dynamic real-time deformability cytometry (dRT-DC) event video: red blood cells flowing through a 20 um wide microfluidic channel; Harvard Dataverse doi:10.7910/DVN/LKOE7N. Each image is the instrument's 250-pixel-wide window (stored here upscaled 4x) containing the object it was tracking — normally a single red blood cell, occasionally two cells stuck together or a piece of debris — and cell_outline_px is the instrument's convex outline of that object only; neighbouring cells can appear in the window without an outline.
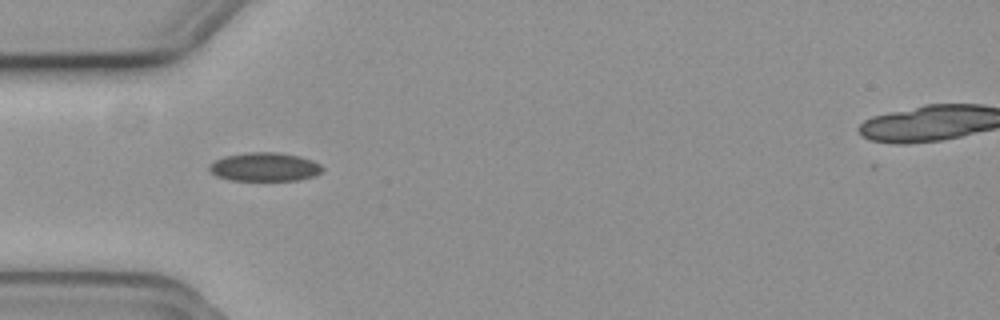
{"species": "common noctule bat (a hibernating species)", "species_latin": "Nyctalus noctula", "temperature_condition": "cold", "stored_images_in_passage": 43, "camera_frame_rate_fps": 3000, "um_per_image_px": 0.085, "animal": {"sex": "female", "body_mass_g": 19.3, "forearm_length_mm": 54.1}, "frame": {"image": 1, "passage_image": 4, "time_ms": 1.0, "image_size_px": [1000, 320], "cell_outline_px": [[324, 172], [312, 176], [296, 180], [232, 180], [216, 176], [208, 168], [208, 164], [224, 156], [248, 152], [276, 152], [300, 156], [312, 160], [320, 164], [324, 168]], "centroid_in_image_um": [22.5, 14.18], "position_along_channel_um": 62.5, "area_um2": 18.9}}
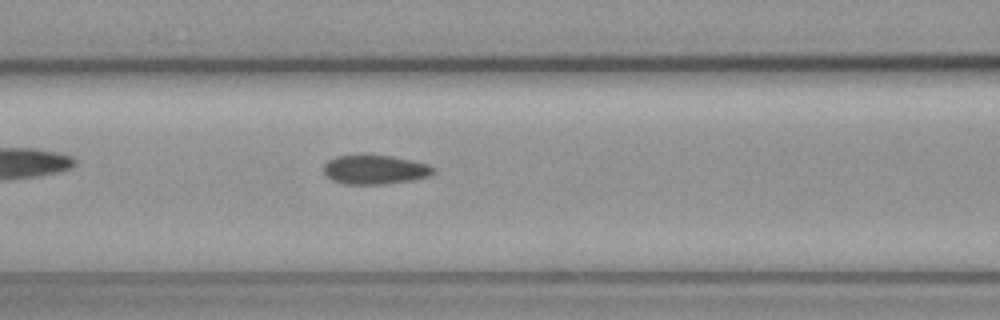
{"frame": {"image": 2, "passage_image": 10, "time_ms": 3.0, "image_size_px": [1000, 320], "cell_outline_px": [[432, 172], [428, 176], [412, 180], [384, 184], [344, 184], [332, 180], [324, 172], [324, 164], [328, 160], [336, 156], [388, 156], [412, 160], [428, 164], [432, 168]], "centroid_in_image_um": [31.83, 14.43], "position_along_channel_um": 134.8, "area_um2": 18.21}}
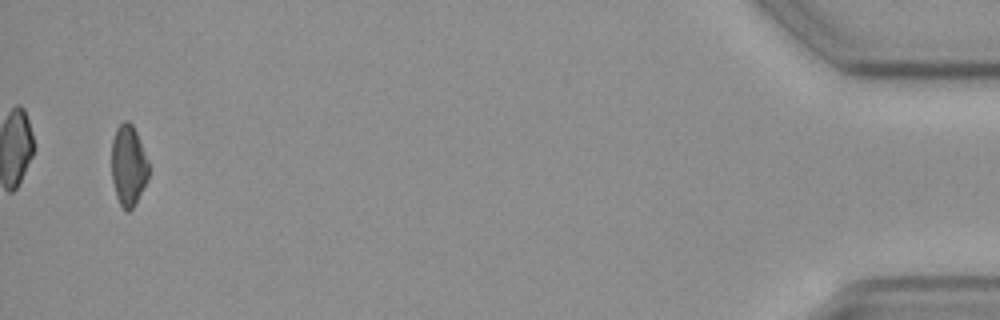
{"frame": {"image": 3, "passage_image": 41, "time_ms": 13.333, "image_size_px": [1000, 320], "cell_outline_px": [[148, 176], [136, 204], [128, 212], [124, 212], [116, 196], [112, 180], [112, 140], [116, 128], [124, 120], [128, 120], [132, 124], [136, 132], [148, 160]], "centroid_in_image_um": [10.9, 14.08], "position_along_channel_um": 424.3, "area_um2": 17.46}, "authors_computed_cell_mechanics": {"area_um2": 18.6116, "velocity_mm_per_s": 3.6938, "shape_relaxation_time_tau1_ms": null, "shape_relaxation_time_tau2_ms": 3.4991, "deformation_change_tau1": null, "deformation_change_tau2": 0.0925}}